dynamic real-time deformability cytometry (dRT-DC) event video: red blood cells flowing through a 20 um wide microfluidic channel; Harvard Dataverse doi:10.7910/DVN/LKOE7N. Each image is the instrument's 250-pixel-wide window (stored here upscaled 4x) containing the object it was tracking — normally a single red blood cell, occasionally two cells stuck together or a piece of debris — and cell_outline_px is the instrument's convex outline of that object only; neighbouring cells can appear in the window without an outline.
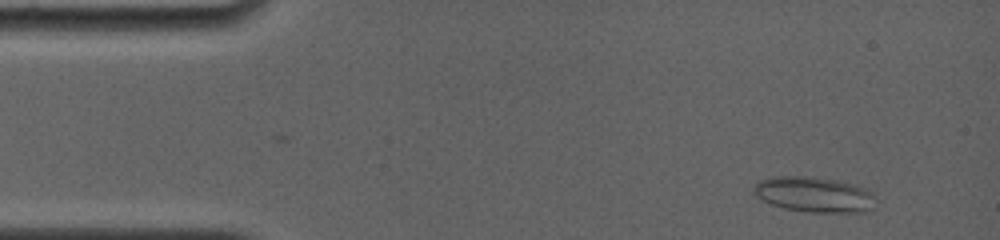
{"species": "common noctule bat (a hibernating species)", "species_latin": "Nyctalus noctula", "temperature_condition": "room temperature", "stored_images_in_passage": 44, "camera_frame_rate_fps": 4000, "um_per_image_px": 0.085, "animal": {"sex": "female", "body_mass_g": 19.0, "forearm_length_mm": 56.7}, "frame": {"image": 1, "passage_image": 2, "time_ms": 0.5, "image_size_px": [1000, 240], "cell_outline_px": [[876, 208], [868, 212], [808, 212], [784, 208], [772, 204], [756, 196], [752, 192], [752, 188], [760, 180], [772, 176], [816, 176], [836, 180], [852, 184], [864, 188], [872, 192]], "centroid_in_image_um": [69.22, 16.53], "position_along_channel_um": 15.8, "area_um2": 25.37}}
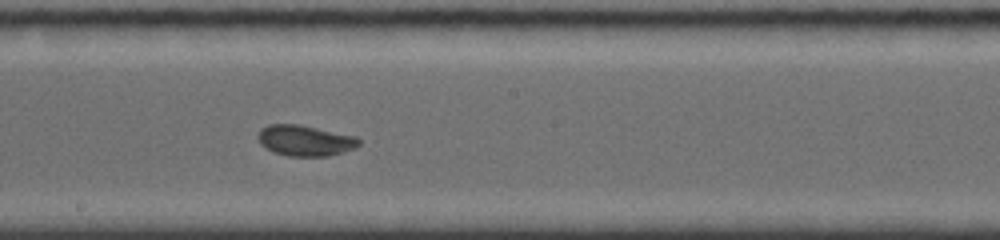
{"frame": {"image": 2, "passage_image": 27, "time_ms": 8.25, "image_size_px": [1000, 240], "cell_outline_px": [[360, 144], [356, 148], [344, 152], [328, 156], [288, 156], [272, 152], [260, 144], [256, 136], [260, 128], [268, 124], [300, 124], [356, 136], [360, 140]], "centroid_in_image_um": [25.91, 11.94], "position_along_channel_um": 222.3, "area_um2": 18.44}}
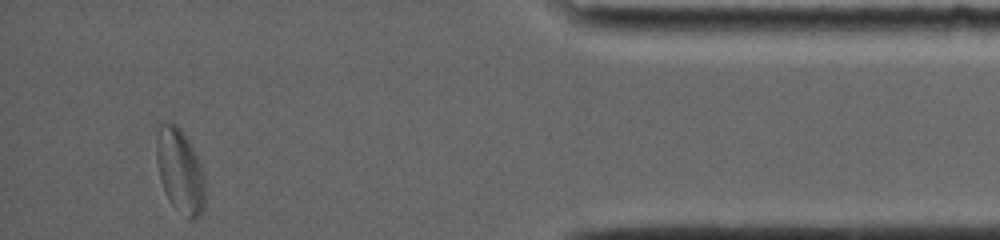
{"frame": {"image": 3, "passage_image": 44, "time_ms": 14.5, "image_size_px": [1000, 240], "cell_outline_px": [[204, 208], [200, 216], [196, 220], [188, 220], [172, 204], [160, 180], [156, 160], [156, 140], [160, 124], [176, 124], [180, 128], [188, 140], [200, 164], [204, 176]], "centroid_in_image_um": [15.31, 14.57], "position_along_channel_um": 419.9, "area_um2": 23.58}, "authors_computed_cell_mechanics": {"area_um2": 18.4382, "velocity_mm_per_s": 3.7602, "shape_relaxation_time_tau1_ms": 4.5859, "shape_relaxation_time_tau2_ms": 0.6721, "deformation_change_tau1": 0.1082, "deformation_change_tau2": 0.0405}}